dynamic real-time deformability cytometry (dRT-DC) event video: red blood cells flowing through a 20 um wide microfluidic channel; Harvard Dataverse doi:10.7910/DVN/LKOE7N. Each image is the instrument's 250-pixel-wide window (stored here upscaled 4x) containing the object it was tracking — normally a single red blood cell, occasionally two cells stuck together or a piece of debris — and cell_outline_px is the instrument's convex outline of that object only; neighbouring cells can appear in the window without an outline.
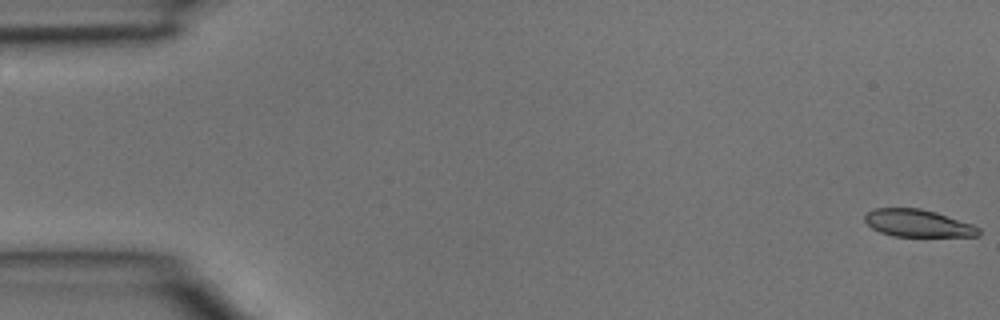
{"species": "common noctule bat (a hibernating species)", "species_latin": "Nyctalus noctula", "temperature_condition": "room temperature", "stored_images_in_passage": 4, "camera_frame_rate_fps": 3000, "um_per_image_px": 0.085, "animal": {"sex": "male", "body_mass_g": 15.6}, "frame": {"image": 1, "passage_image": 1, "time_ms": 0.0, "image_size_px": [1000, 320], "cell_outline_px": [[980, 236], [892, 236], [880, 232], [872, 228], [864, 220], [864, 216], [868, 212], [876, 208], [920, 208], [936, 212], [972, 224], [980, 228]], "centroid_in_image_um": [78.02, 18.97], "position_along_channel_um": 7.0, "area_um2": 18.09}}
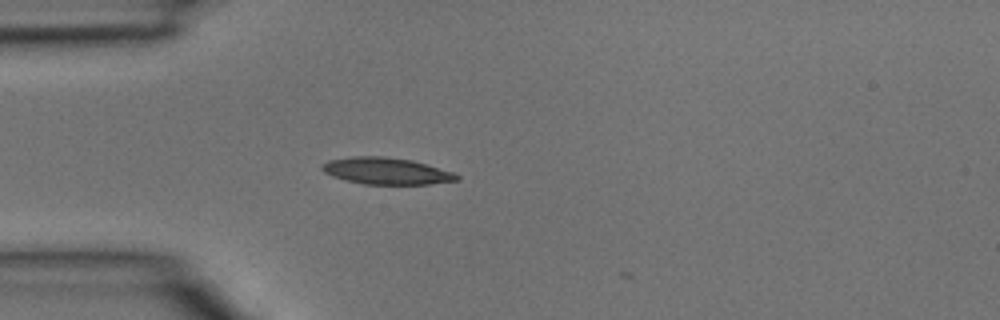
{"frame": {"image": 2, "passage_image": 4, "time_ms": 1.0, "image_size_px": [1000, 320], "cell_outline_px": [[460, 180], [428, 184], [364, 184], [332, 176], [324, 172], [320, 168], [320, 164], [328, 160], [352, 156], [384, 156], [412, 160], [456, 172], [460, 176]], "centroid_in_image_um": [32.86, 14.52], "position_along_channel_um": 52.1, "area_um2": 21.15}}